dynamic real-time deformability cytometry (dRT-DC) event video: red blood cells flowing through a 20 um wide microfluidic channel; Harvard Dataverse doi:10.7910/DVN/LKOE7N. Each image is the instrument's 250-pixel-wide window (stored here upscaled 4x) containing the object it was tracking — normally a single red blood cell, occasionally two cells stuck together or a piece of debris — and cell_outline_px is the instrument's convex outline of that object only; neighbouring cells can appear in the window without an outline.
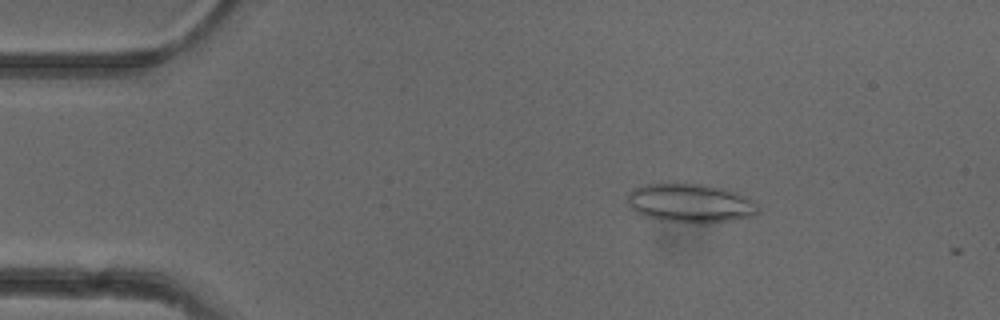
{"species": "common noctule bat (a hibernating species)", "species_latin": "Nyctalus noctula", "temperature_condition": "cold", "stored_images_in_passage": 2, "camera_frame_rate_fps": 3000, "um_per_image_px": 0.085, "animal": {"sex": "female"}, "frame": {"image": 1, "passage_image": 1, "time_ms": 0.0, "image_size_px": [1000, 320], "cell_outline_px": [[760, 212], [752, 216], [732, 220], [704, 224], [684, 224], [660, 220], [644, 216], [636, 212], [628, 204], [628, 192], [632, 188], [644, 184], [700, 184], [724, 188], [736, 192], [756, 200], [760, 208]], "centroid_in_image_um": [58.72, 17.29], "position_along_channel_um": 26.3, "area_um2": 30.23}}